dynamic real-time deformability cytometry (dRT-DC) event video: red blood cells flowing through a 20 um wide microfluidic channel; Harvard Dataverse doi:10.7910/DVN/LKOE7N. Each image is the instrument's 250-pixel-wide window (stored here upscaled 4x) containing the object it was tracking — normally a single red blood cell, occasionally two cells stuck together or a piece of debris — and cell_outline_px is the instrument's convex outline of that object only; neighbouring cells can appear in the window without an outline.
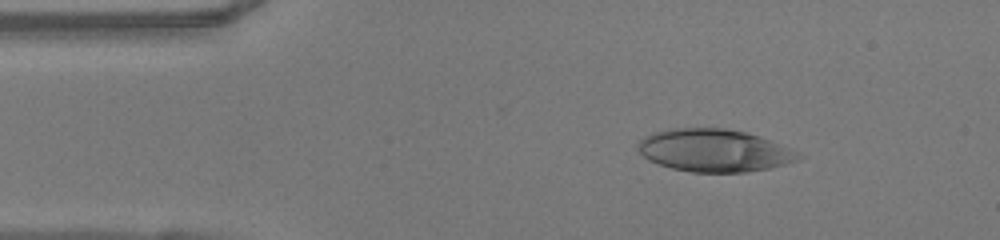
{"species": "human", "species_latin": "Homo sapiens", "temperature_condition": "warm", "stored_images_in_passage": 49, "camera_frame_rate_fps": 3000, "um_per_image_px": 0.085, "donor": {"sex": "female"}, "frame": {"image": 1, "passage_image": 7, "time_ms": 2.0, "image_size_px": [1000, 240], "cell_outline_px": [[804, 156], [796, 160], [784, 164], [768, 168], [748, 172], [692, 172], [672, 168], [648, 160], [640, 152], [636, 144], [644, 136], [652, 132], [668, 128], [724, 128], [748, 132], [788, 148]], "centroid_in_image_um": [60.65, 12.78], "position_along_channel_um": 24.4, "area_um2": 39.59}}
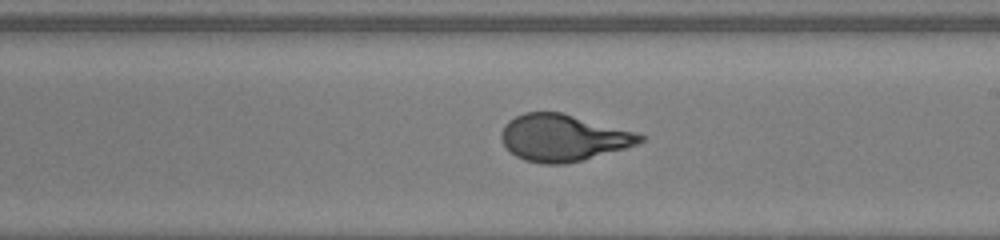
{"frame": {"image": 2, "passage_image": 27, "time_ms": 8.667, "image_size_px": [1000, 240], "cell_outline_px": [[648, 136], [644, 140], [636, 144], [624, 148], [584, 160], [564, 164], [544, 164], [524, 160], [516, 156], [504, 144], [500, 136], [500, 132], [504, 124], [508, 120], [524, 112], [560, 112], [636, 132]], "centroid_in_image_um": [47.85, 11.71], "position_along_channel_um": 241.1, "area_um2": 37.69}}
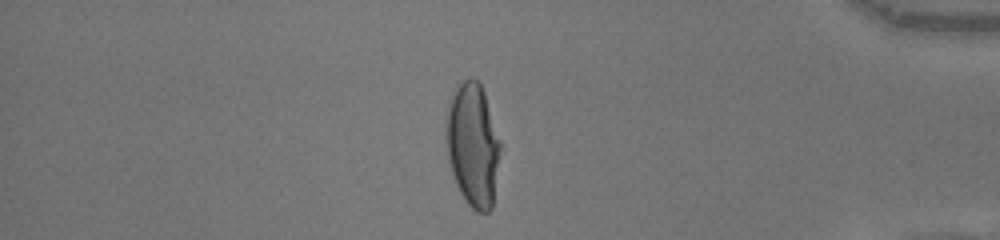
{"frame": {"image": 3, "passage_image": 41, "time_ms": 13.333, "image_size_px": [1000, 240], "cell_outline_px": [[500, 148], [492, 208], [488, 212], [476, 212], [464, 200], [456, 184], [452, 172], [448, 156], [448, 108], [452, 96], [456, 88], [468, 76], [472, 76], [480, 84], [484, 92], [500, 140]], "centroid_in_image_um": [40.22, 12.34], "position_along_channel_um": 395.0, "area_um2": 38.09}, "authors_computed_cell_mechanics": {"area_um2": 38.9572, "velocity_mm_per_s": 4.1131, "shape_relaxation_time_tau1_ms": 6.1082, "shape_relaxation_time_tau2_ms": null, "deformation_change_tau1": 0.3083, "deformation_change_tau2": null}}